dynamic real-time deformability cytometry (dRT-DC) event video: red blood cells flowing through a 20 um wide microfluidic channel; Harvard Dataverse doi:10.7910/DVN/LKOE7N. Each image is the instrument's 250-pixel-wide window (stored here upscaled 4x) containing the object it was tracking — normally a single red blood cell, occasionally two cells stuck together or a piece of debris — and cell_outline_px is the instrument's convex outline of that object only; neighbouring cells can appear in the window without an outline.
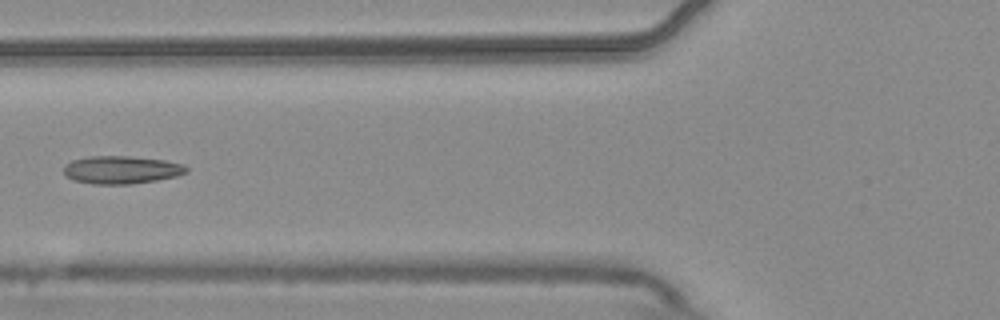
{"species": "common noctule bat (a hibernating species)", "species_latin": "Nyctalus noctula", "temperature_condition": "warm", "stored_images_in_passage": 7, "camera_frame_rate_fps": 3000, "um_per_image_px": 0.085, "animal": {"sex": "male", "body_mass_g": 20.4}, "frame": {"image": 1, "passage_image": 7, "time_ms": 2.0, "image_size_px": [1000, 320], "cell_outline_px": [[188, 172], [176, 176], [156, 180], [132, 184], [92, 184], [72, 180], [64, 172], [64, 164], [72, 160], [88, 156], [128, 156], [164, 160], [184, 164], [188, 168]], "centroid_in_image_um": [10.31, 14.43], "position_along_channel_um": 115.5, "area_um2": 20.0}}